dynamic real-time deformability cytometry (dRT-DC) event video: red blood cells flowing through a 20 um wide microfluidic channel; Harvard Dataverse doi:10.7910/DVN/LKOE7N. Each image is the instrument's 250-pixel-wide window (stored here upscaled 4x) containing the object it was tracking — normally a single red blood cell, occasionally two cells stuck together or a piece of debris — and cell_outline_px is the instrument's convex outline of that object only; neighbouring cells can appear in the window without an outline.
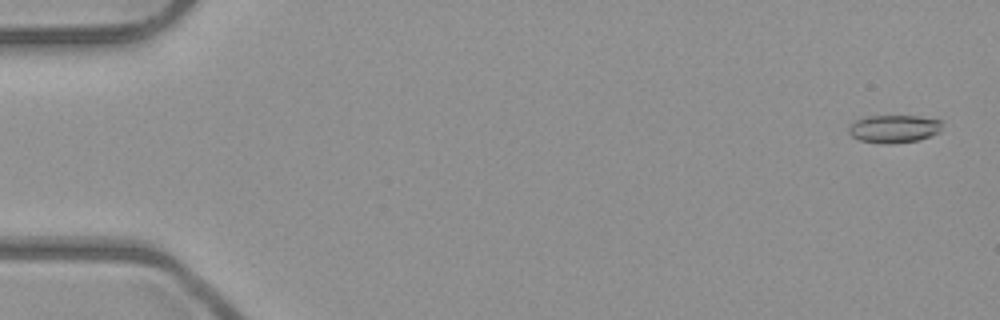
{"species": "common noctule bat (a hibernating species)", "species_latin": "Nyctalus noctula", "temperature_condition": "room temperature", "stored_images_in_passage": 14, "camera_frame_rate_fps": 3000, "um_per_image_px": 0.085, "animal": {"sex": "male", "body_mass_g": 23.1, "forearm_length_mm": 52.7}, "frame": {"image": 1, "passage_image": 2, "time_ms": 0.333, "image_size_px": [1000, 320], "cell_outline_px": [[940, 132], [916, 140], [892, 144], [880, 144], [860, 140], [852, 136], [848, 132], [848, 128], [856, 120], [864, 116], [920, 116], [940, 120]], "centroid_in_image_um": [75.94, 10.95], "position_along_channel_um": 9.1, "area_um2": 15.09}}